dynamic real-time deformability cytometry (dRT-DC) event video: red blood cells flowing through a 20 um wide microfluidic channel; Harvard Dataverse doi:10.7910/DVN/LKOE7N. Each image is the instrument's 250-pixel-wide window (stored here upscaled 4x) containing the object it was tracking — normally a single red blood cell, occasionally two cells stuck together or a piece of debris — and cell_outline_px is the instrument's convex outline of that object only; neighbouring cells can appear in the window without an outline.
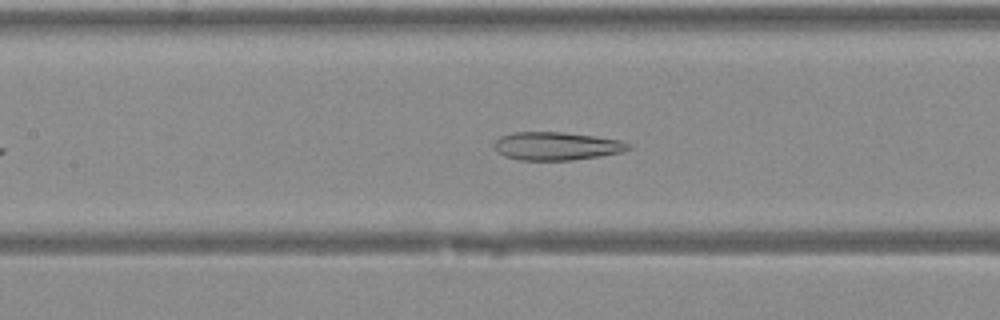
{"species": "Egyptian fruit bat (a non-hibernating species)", "species_latin": "Rousettus aegyptiacus", "temperature_condition": "warm", "stored_images_in_passage": 34, "camera_frame_rate_fps": 3000, "um_per_image_px": 0.085, "animal": {"sex": "female"}, "frame": {"image": 1, "passage_image": 12, "time_ms": 3.667, "image_size_px": [1000, 320], "cell_outline_px": [[632, 148], [620, 152], [600, 156], [572, 160], [520, 160], [504, 156], [496, 152], [492, 144], [500, 136], [516, 132], [564, 132], [620, 140], [632, 144]], "centroid_in_image_um": [47.28, 12.42], "position_along_channel_um": 160.1, "area_um2": 22.08}}
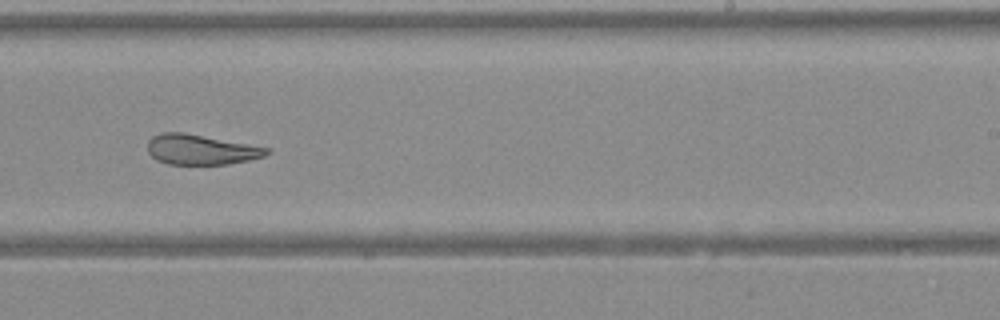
{"frame": {"image": 2, "passage_image": 19, "time_ms": 6.0, "image_size_px": [1000, 320], "cell_outline_px": [[272, 152], [264, 156], [248, 160], [228, 164], [168, 164], [152, 156], [148, 152], [148, 140], [152, 136], [160, 132], [184, 132], [272, 148]], "centroid_in_image_um": [17.11, 12.7], "position_along_channel_um": 271.9, "area_um2": 20.98}}
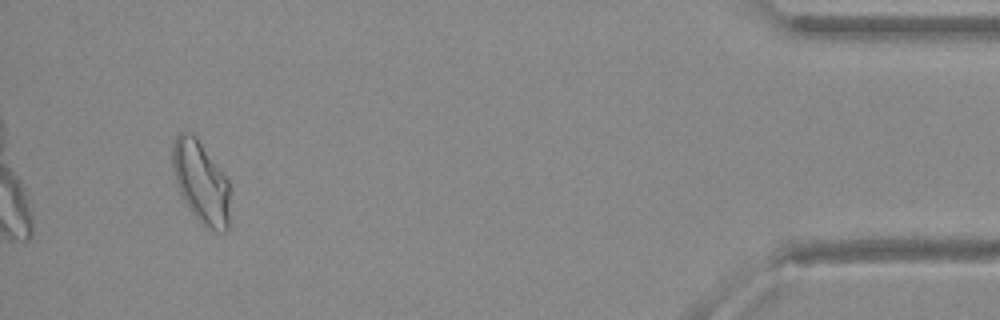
{"frame": {"image": 3, "passage_image": 32, "time_ms": 10.333, "image_size_px": [1000, 320], "cell_outline_px": [[228, 232], [216, 232], [204, 228], [192, 212], [180, 192], [176, 180], [172, 164], [172, 148], [176, 136], [180, 132], [188, 132], [196, 136], [228, 180]], "centroid_in_image_um": [17.08, 15.51], "position_along_channel_um": 418.1, "area_um2": 27.11}}